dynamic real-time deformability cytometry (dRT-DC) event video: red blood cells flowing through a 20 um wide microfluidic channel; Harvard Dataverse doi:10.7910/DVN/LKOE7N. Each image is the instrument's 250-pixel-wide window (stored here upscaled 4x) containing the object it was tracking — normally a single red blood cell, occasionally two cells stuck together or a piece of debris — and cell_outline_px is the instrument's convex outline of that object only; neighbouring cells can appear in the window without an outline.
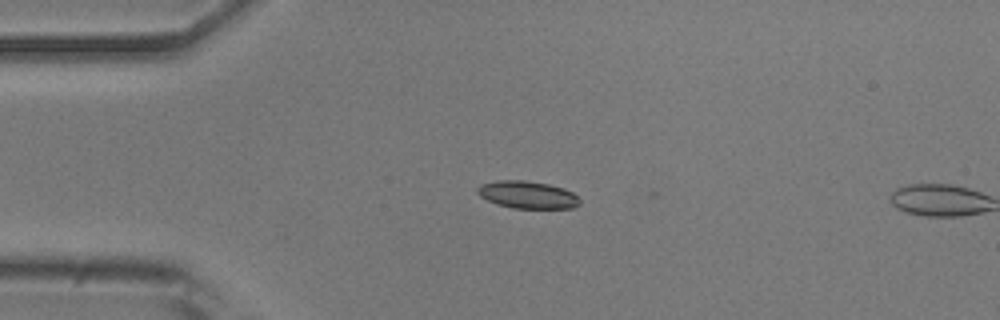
{"species": "common noctule bat (a hibernating species)", "species_latin": "Nyctalus noctula", "temperature_condition": "room temperature", "stored_images_in_passage": 11, "camera_frame_rate_fps": 3000, "um_per_image_px": 0.085, "animal": {"sex": "male", "body_mass_g": 20.5, "forearm_length_mm": 52.5}, "frame": {"image": 1, "passage_image": 10, "time_ms": 3.0, "image_size_px": [1000, 320], "cell_outline_px": [[580, 204], [572, 208], [512, 208], [496, 204], [480, 196], [476, 192], [476, 188], [480, 184], [496, 180], [524, 180], [548, 184], [564, 188], [572, 192], [580, 200]], "centroid_in_image_um": [44.8, 16.55], "position_along_channel_um": 40.2, "area_um2": 16.42}}